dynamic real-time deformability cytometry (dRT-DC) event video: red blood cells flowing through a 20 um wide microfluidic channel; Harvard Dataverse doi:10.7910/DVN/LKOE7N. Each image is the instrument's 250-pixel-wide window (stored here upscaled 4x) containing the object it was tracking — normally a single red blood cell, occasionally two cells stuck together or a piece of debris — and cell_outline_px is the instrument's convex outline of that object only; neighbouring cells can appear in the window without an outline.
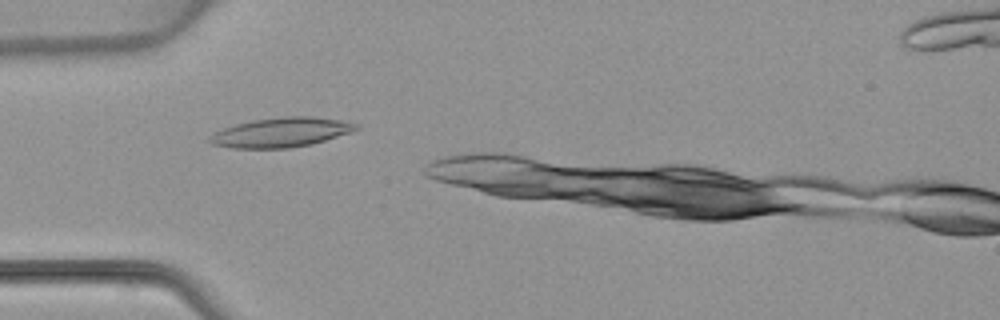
{"species": "common noctule bat (a hibernating species)", "species_latin": "Nyctalus noctula", "temperature_condition": "warm", "stored_images_in_passage": 6, "camera_frame_rate_fps": 3000, "um_per_image_px": 0.085, "animal": {"sex": "female", "body_mass_g": 22.7, "forearm_length_mm": 54.2}, "frame": {"image": 1, "passage_image": 4, "time_ms": 3.667, "image_size_px": [1000, 320], "cell_outline_px": [[360, 128], [352, 132], [312, 144], [288, 148], [228, 148], [212, 144], [208, 140], [216, 132], [224, 128], [236, 124], [252, 120], [284, 116], [312, 116], [340, 120], [360, 124]], "centroid_in_image_um": [23.94, 11.25], "position_along_channel_um": 61.1, "area_um2": 25.2}}